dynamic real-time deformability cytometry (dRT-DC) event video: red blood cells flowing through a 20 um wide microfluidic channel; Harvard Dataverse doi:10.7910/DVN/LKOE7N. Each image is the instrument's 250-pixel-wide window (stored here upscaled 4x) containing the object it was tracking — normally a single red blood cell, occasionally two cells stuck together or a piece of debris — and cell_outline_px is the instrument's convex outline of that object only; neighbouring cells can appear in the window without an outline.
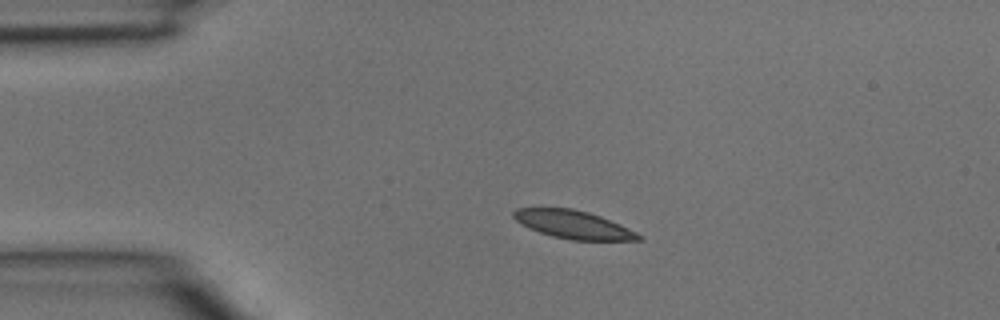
{"species": "common noctule bat (a hibernating species)", "species_latin": "Nyctalus noctula", "temperature_condition": "room temperature", "stored_images_in_passage": 4, "camera_frame_rate_fps": 3000, "um_per_image_px": 0.085, "animal": {"sex": "male", "body_mass_g": 15.6}, "frame": {"image": 1, "passage_image": 2, "time_ms": 0.333, "image_size_px": [1000, 320], "cell_outline_px": [[644, 240], [572, 240], [552, 236], [528, 228], [520, 224], [512, 216], [512, 212], [516, 208], [572, 208], [588, 212], [600, 216], [620, 224], [644, 236]], "centroid_in_image_um": [48.73, 19.09], "position_along_channel_um": 36.3, "area_um2": 20.52}}
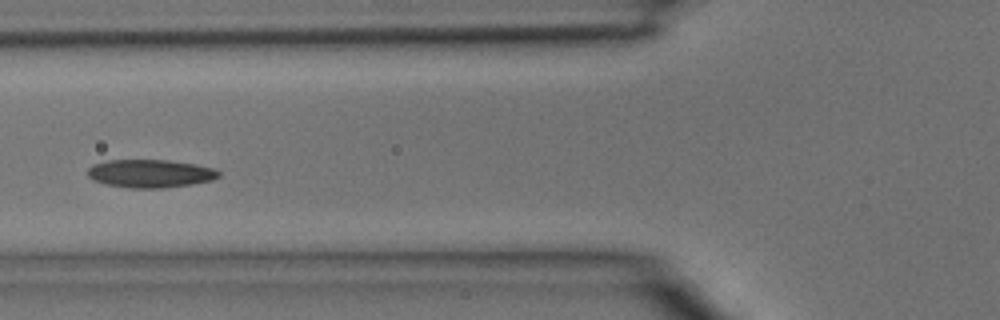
{"frame": {"image": 2, "passage_image": 4, "time_ms": 1.0, "image_size_px": [1000, 320], "cell_outline_px": [[220, 176], [212, 180], [192, 184], [164, 188], [128, 188], [108, 184], [92, 180], [88, 176], [88, 168], [92, 164], [108, 160], [168, 160], [196, 164], [216, 168], [220, 172]], "centroid_in_image_um": [12.79, 14.74], "position_along_channel_um": 113.0, "area_um2": 21.62}}